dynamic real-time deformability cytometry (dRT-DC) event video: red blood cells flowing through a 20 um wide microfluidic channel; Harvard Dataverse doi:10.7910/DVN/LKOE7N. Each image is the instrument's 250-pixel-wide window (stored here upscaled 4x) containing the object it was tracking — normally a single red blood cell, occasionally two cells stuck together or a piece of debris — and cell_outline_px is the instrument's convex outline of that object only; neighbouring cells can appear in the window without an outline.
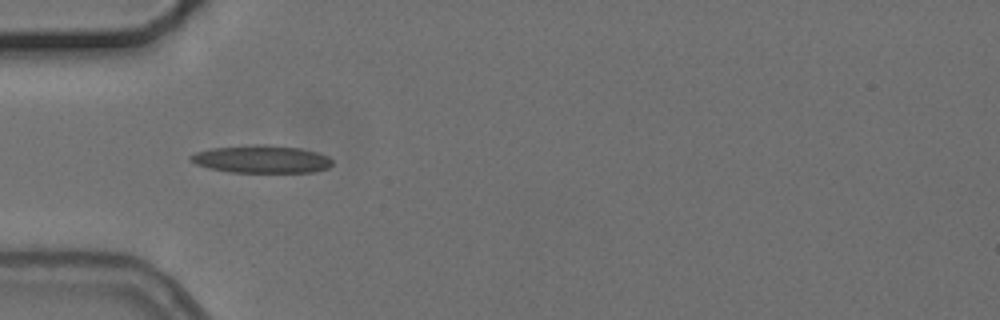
{"species": "common noctule bat (a hibernating species)", "species_latin": "Nyctalus noctula", "temperature_condition": "cold", "stored_images_in_passage": 3, "camera_frame_rate_fps": 3000, "um_per_image_px": 0.085, "animal": {"sex": "female", "body_mass_g": 24.6, "forearm_length_mm": 56.2}, "frame": {"image": 1, "passage_image": 3, "time_ms": 2.333, "image_size_px": [1000, 320], "cell_outline_px": [[332, 164], [328, 168], [312, 172], [228, 172], [208, 168], [196, 164], [188, 160], [188, 156], [196, 152], [212, 148], [252, 144], [268, 144], [300, 148], [316, 152], [328, 156], [332, 160]], "centroid_in_image_um": [22.19, 13.52], "position_along_channel_um": 62.8, "area_um2": 23.06}}